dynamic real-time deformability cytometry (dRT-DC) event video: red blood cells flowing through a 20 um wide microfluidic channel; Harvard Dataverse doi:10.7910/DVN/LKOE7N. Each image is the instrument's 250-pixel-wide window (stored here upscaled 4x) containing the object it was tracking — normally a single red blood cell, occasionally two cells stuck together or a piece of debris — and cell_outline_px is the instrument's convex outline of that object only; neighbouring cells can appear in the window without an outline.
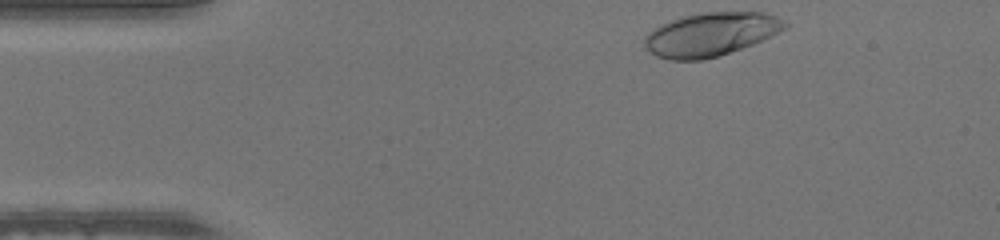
{"species": "human", "species_latin": "Homo sapiens", "temperature_condition": "warm", "stored_images_in_passage": 34, "camera_frame_rate_fps": 3000, "um_per_image_px": 0.085, "donor": {"sex": "male"}, "frame": {"image": 1, "passage_image": 1, "time_ms": 0.0, "image_size_px": [1000, 240], "cell_outline_px": [[788, 28], [752, 44], [720, 56], [700, 60], [668, 60], [656, 56], [644, 48], [644, 36], [648, 32], [660, 24], [680, 16], [704, 12], [764, 12], [776, 16], [784, 20], [788, 24]], "centroid_in_image_um": [60.38, 2.91], "position_along_channel_um": 24.6, "area_um2": 35.89}}
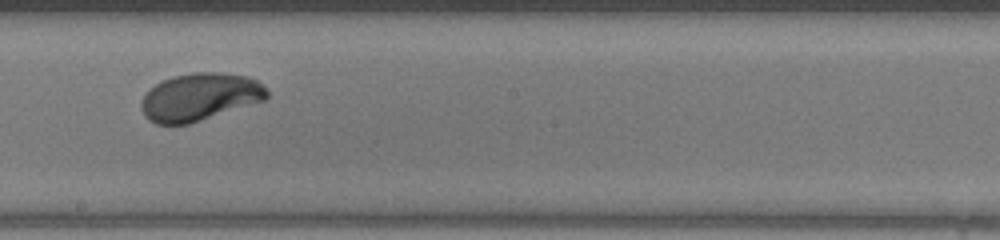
{"frame": {"image": 2, "passage_image": 21, "time_ms": 6.667, "image_size_px": [1000, 240], "cell_outline_px": [[268, 96], [264, 100], [188, 124], [156, 124], [148, 120], [144, 116], [140, 104], [140, 100], [156, 84], [172, 76], [192, 72], [220, 72], [248, 76], [256, 80], [268, 92]], "centroid_in_image_um": [16.95, 8.23], "position_along_channel_um": 231.2, "area_um2": 34.56}}
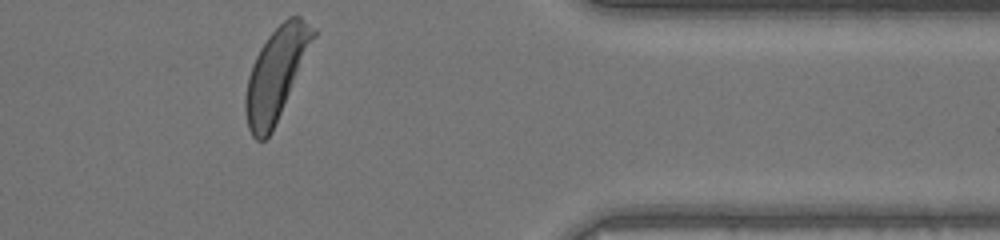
{"frame": {"image": 3, "passage_image": 34, "time_ms": 11.0, "image_size_px": [1000, 240], "cell_outline_px": [[316, 36], [272, 132], [264, 140], [256, 140], [252, 136], [248, 128], [244, 112], [244, 100], [248, 76], [252, 64], [260, 48], [268, 36], [288, 16], [300, 16], [316, 28]], "centroid_in_image_um": [23.46, 6.29], "position_along_channel_um": 387.9, "area_um2": 36.01}}